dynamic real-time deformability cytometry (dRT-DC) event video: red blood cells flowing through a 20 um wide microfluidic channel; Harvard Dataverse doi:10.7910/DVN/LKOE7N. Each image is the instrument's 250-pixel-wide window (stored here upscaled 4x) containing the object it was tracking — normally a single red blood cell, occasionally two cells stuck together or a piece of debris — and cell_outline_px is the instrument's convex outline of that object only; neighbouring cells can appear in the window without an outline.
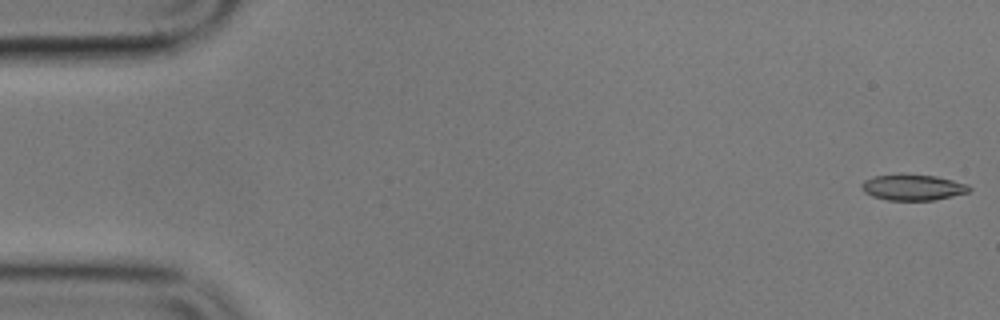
{"species": "common noctule bat (a hibernating species)", "species_latin": "Nyctalus noctula", "temperature_condition": "cold", "stored_images_in_passage": 12, "camera_frame_rate_fps": 3000, "um_per_image_px": 0.085, "animal": {"sex": "male", "body_mass_g": 17.9}, "frame": {"image": 1, "passage_image": 1, "time_ms": 0.0, "image_size_px": [1000, 320], "cell_outline_px": [[972, 188], [968, 192], [936, 200], [888, 200], [872, 196], [864, 192], [860, 188], [860, 184], [864, 180], [872, 176], [900, 172], [936, 176], [968, 184]], "centroid_in_image_um": [77.54, 15.89], "position_along_channel_um": 7.5, "area_um2": 16.76}}